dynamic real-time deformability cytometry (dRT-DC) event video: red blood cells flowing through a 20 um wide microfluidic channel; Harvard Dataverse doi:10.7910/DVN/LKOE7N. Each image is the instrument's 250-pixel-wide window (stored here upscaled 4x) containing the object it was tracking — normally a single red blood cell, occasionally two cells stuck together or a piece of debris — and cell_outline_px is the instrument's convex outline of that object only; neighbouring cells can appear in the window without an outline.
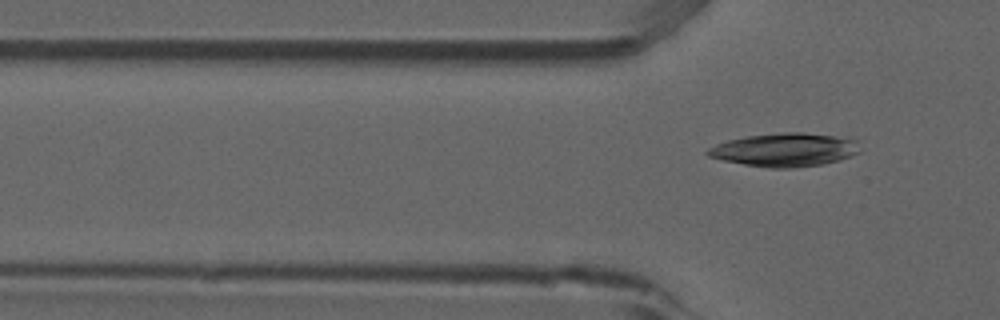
{"species": "common noctule bat (a hibernating species)", "species_latin": "Nyctalus noctula", "temperature_condition": "room temperature", "stored_images_in_passage": 7, "segment_of_instrument_passage": [2, 2], "camera_frame_rate_fps": 3000, "um_per_image_px": 0.085, "animal": {"sex": "male", "forearm_length_mm": 52.5}, "frame": {"image": 1, "passage_image": 7, "time_ms": 2.0, "image_size_px": [1000, 320], "cell_outline_px": [[860, 152], [840, 160], [820, 164], [788, 168], [772, 168], [744, 164], [724, 160], [708, 156], [704, 152], [708, 148], [716, 144], [728, 140], [748, 136], [780, 132], [804, 132], [860, 140]], "centroid_in_image_um": [66.73, 12.72], "position_along_channel_um": 59.1, "area_um2": 29.54}}